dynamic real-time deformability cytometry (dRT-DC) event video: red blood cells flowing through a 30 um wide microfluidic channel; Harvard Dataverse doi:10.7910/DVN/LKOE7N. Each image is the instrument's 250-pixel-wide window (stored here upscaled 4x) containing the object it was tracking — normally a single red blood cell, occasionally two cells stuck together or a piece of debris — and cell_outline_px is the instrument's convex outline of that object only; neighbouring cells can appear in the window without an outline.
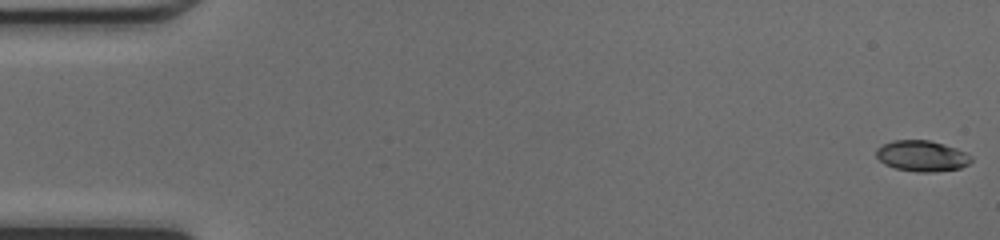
{"species": "common noctule bat (a hibernating species)", "species_latin": "Nyctalus noctula", "temperature_condition": "cold", "stored_images_in_passage": 49, "camera_frame_rate_fps": 3000, "um_per_image_px": 0.085, "animal": {"sex": "female", "body_mass_g": 17.0, "forearm_length_mm": 48.0}, "frame": {"image": 1, "passage_image": 1, "time_ms": 0.0, "image_size_px": [1000, 240], "cell_outline_px": [[972, 160], [968, 164], [960, 168], [932, 172], [920, 172], [896, 168], [884, 164], [876, 156], [876, 148], [892, 140], [928, 140], [956, 148], [972, 156]], "centroid_in_image_um": [78.35, 13.25], "position_along_channel_um": 6.6, "area_um2": 16.94}}
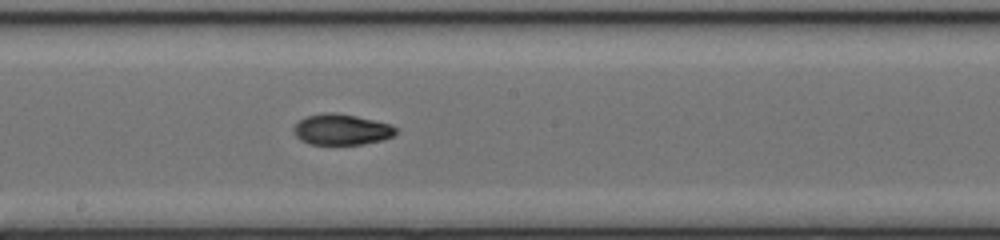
{"frame": {"image": 2, "passage_image": 27, "time_ms": 8.667, "image_size_px": [1000, 240], "cell_outline_px": [[396, 132], [392, 136], [384, 140], [364, 144], [308, 144], [300, 140], [292, 132], [292, 128], [300, 120], [308, 116], [324, 112], [332, 112], [356, 116], [392, 124], [396, 128]], "centroid_in_image_um": [29.02, 11.01], "position_along_channel_um": 219.2, "area_um2": 18.44}}
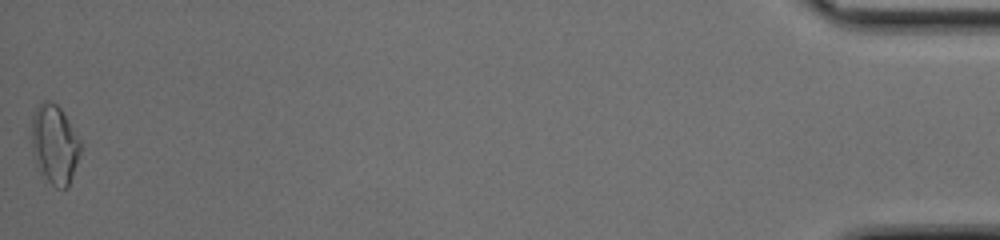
{"frame": {"image": 3, "passage_image": 49, "time_ms": 16.0, "image_size_px": [1000, 240], "cell_outline_px": [[80, 152], [68, 188], [56, 188], [40, 172], [36, 164], [32, 152], [32, 116], [36, 108], [44, 100], [48, 100], [56, 104], [60, 108], [80, 140]], "centroid_in_image_um": [4.62, 12.28], "position_along_channel_um": 430.6, "area_um2": 22.25}, "authors_computed_cell_mechanics": {"area_um2": 18.1492, "velocity_mm_per_s": 4.2788, "shape_relaxation_time_tau1_ms": 10.1096, "shape_relaxation_time_tau2_ms": 6.8342, "deformation_change_tau1": 0.258, "deformation_change_tau2": 0.1235}}